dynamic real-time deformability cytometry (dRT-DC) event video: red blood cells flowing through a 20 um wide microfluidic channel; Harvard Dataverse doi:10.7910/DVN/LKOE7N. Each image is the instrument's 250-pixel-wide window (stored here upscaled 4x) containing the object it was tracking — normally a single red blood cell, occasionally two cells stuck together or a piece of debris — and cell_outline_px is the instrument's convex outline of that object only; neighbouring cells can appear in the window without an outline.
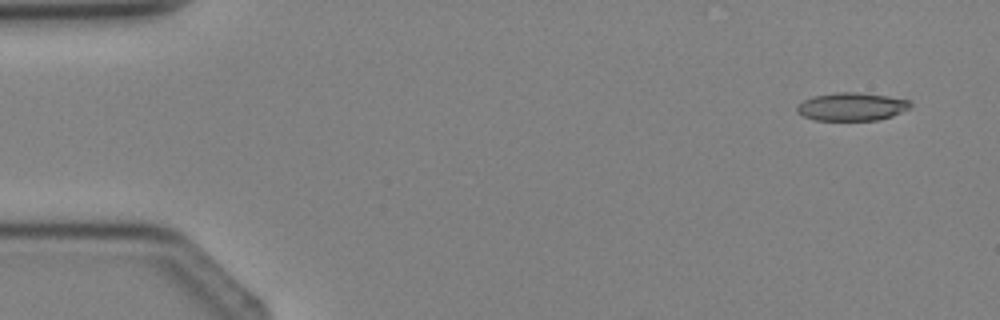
{"species": "Egyptian fruit bat (a non-hibernating species)", "species_latin": "Rousettus aegyptiacus", "temperature_condition": "cold", "stored_images_in_passage": 5, "camera_frame_rate_fps": 3000, "um_per_image_px": 0.085, "animal": {"sex": "female"}, "frame": {"image": 1, "passage_image": 5, "time_ms": 4.667, "image_size_px": [1000, 320], "cell_outline_px": [[912, 104], [908, 108], [892, 116], [876, 120], [816, 120], [804, 116], [796, 112], [796, 108], [804, 100], [812, 96], [836, 92], [856, 92], [888, 96], [908, 100]], "centroid_in_image_um": [72.37, 9.06], "position_along_channel_um": 12.6, "area_um2": 18.38}}